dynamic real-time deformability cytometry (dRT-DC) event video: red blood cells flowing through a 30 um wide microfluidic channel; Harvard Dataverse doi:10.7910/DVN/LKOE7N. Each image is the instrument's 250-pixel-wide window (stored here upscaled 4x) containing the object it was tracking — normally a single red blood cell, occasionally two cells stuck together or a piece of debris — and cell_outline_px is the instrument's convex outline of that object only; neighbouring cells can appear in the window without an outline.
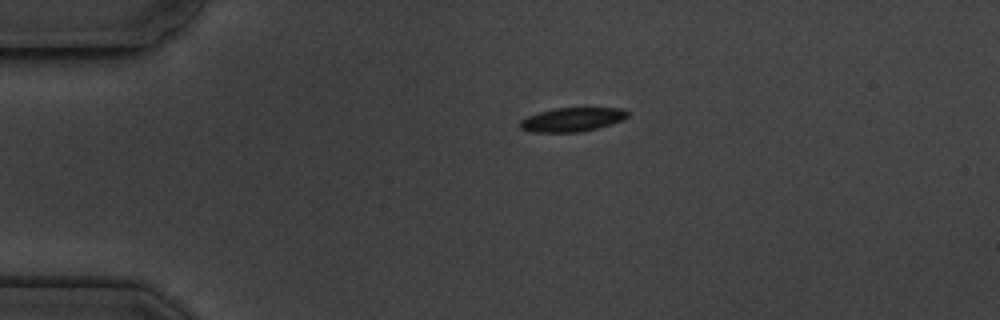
{"species": "common noctule bat (a hibernating species)", "species_latin": "Nyctalus noctula", "temperature_condition": "cold", "stored_images_in_passage": 12, "camera_frame_rate_fps": 3000, "um_per_image_px": 0.085, "animal": {"sex": "male", "body_mass_g": 19.5, "forearm_length_mm": 54.6}, "frame": {"image": 1, "passage_image": 1, "time_ms": 0.0, "image_size_px": [1000, 320], "cell_outline_px": [[628, 116], [624, 120], [612, 124], [580, 132], [532, 132], [520, 128], [520, 120], [528, 116], [540, 112], [556, 108], [620, 108], [628, 112]], "centroid_in_image_um": [48.65, 10.16], "position_along_channel_um": 36.4, "area_um2": 14.91}}
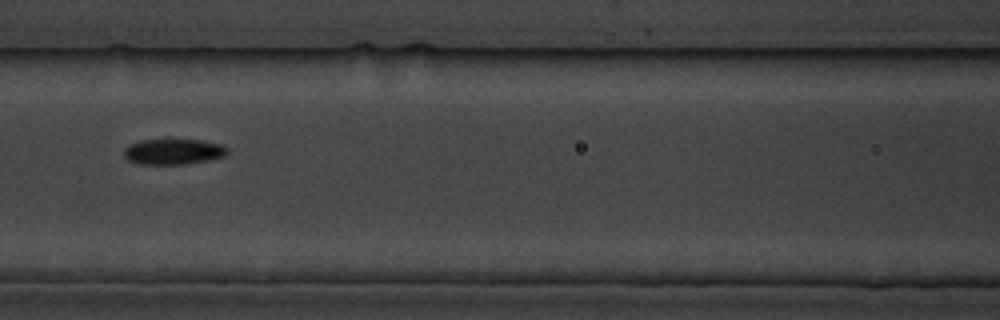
{"frame": {"image": 2, "passage_image": 4, "time_ms": 4.333, "image_size_px": [1000, 320], "cell_outline_px": [[228, 152], [224, 156], [208, 160], [184, 164], [140, 164], [128, 160], [124, 156], [124, 148], [128, 144], [140, 140], [200, 140], [224, 144], [228, 148]], "centroid_in_image_um": [14.73, 12.88], "position_along_channel_um": 151.9, "area_um2": 15.49}}
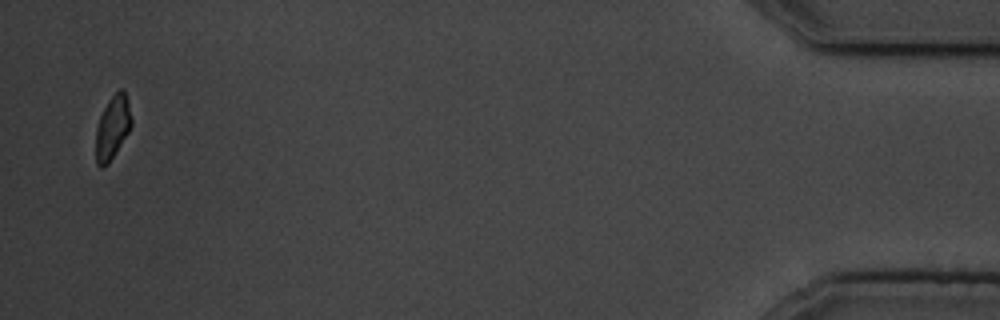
{"frame": {"image": 3, "passage_image": 12, "time_ms": 14.333, "image_size_px": [1000, 320], "cell_outline_px": [[132, 124], [128, 132], [108, 164], [104, 168], [100, 168], [96, 164], [96, 128], [100, 116], [108, 100], [120, 88], [124, 88], [128, 100], [132, 120]], "centroid_in_image_um": [9.56, 10.82], "position_along_channel_um": 425.6, "area_um2": 13.18}, "authors_computed_cell_mechanics": {"area_um2": 14.9991, "velocity_mm_per_s": 3.5732, "shape_relaxation_time_tau1_ms": 2.7818, "shape_relaxation_time_tau2_ms": null, "deformation_change_tau1": 0.0669, "deformation_change_tau2": null}}